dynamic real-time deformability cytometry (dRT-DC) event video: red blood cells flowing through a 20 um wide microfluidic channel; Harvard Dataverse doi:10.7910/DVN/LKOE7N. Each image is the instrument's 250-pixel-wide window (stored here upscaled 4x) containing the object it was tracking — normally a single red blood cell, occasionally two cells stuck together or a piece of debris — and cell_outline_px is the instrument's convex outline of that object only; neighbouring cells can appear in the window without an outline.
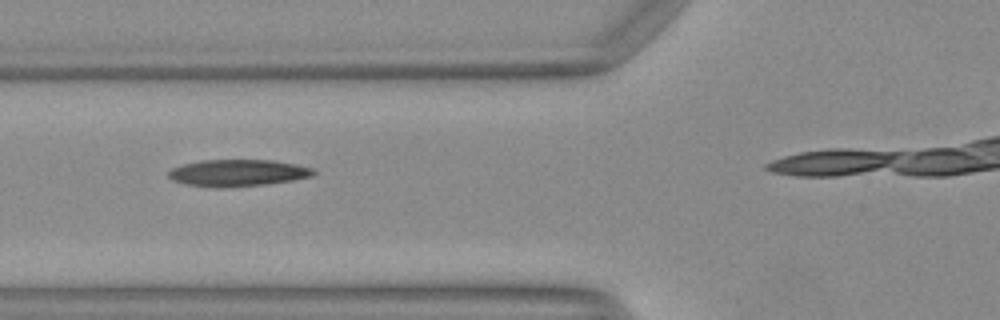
{"species": "Egyptian fruit bat (a non-hibernating species)", "species_latin": "Rousettus aegyptiacus", "temperature_condition": "warm", "stored_images_in_passage": 27, "camera_frame_rate_fps": 3000, "um_per_image_px": 0.085, "animal": {"sex": "female"}, "frame": {"image": 1, "passage_image": 4, "time_ms": 1.0, "image_size_px": [1000, 320], "cell_outline_px": [[316, 172], [312, 176], [292, 180], [268, 184], [220, 188], [216, 188], [188, 184], [172, 180], [168, 176], [168, 172], [172, 168], [184, 164], [200, 160], [272, 160], [296, 164], [312, 168]], "centroid_in_image_um": [20.21, 14.69], "position_along_channel_um": 105.6, "area_um2": 22.6}, "authors_computed_cell_mechanics": {"area_um2": 22.253, "velocity_mm_per_s": 4.1451, "shape_relaxation_time_tau1_ms": 6.597, "shape_relaxation_time_tau2_ms": 3.0679, "deformation_change_tau1": 0.2248, "deformation_change_tau2": 0.1212}}